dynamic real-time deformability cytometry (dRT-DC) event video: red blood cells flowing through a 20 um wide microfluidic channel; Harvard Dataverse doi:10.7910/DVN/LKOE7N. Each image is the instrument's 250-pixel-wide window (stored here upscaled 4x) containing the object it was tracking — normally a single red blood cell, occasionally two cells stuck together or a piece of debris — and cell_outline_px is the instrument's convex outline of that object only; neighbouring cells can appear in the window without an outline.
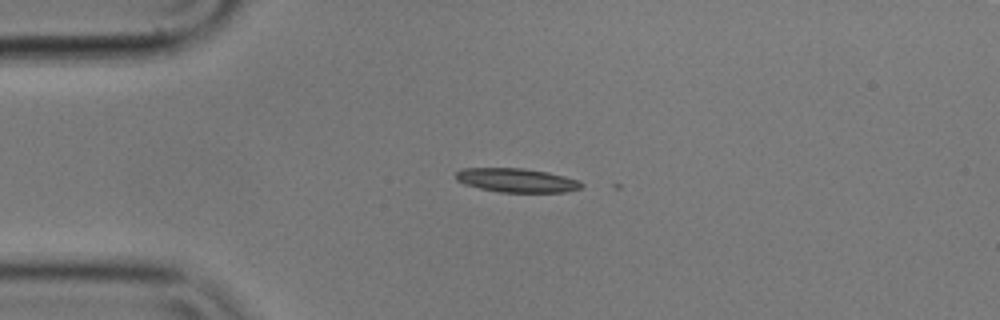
{"species": "common noctule bat (a hibernating species)", "species_latin": "Nyctalus noctula", "temperature_condition": "cold", "stored_images_in_passage": 2, "camera_frame_rate_fps": 3000, "um_per_image_px": 0.085, "animal": {"sex": "male", "body_mass_g": 17.9}, "frame": {"image": 1, "passage_image": 1, "time_ms": 0.0, "image_size_px": [1000, 320], "cell_outline_px": [[584, 184], [580, 188], [568, 192], [500, 192], [480, 188], [464, 184], [456, 180], [456, 172], [460, 168], [524, 168], [548, 172], [580, 180]], "centroid_in_image_um": [43.93, 15.32], "position_along_channel_um": 41.1, "area_um2": 17.63}}